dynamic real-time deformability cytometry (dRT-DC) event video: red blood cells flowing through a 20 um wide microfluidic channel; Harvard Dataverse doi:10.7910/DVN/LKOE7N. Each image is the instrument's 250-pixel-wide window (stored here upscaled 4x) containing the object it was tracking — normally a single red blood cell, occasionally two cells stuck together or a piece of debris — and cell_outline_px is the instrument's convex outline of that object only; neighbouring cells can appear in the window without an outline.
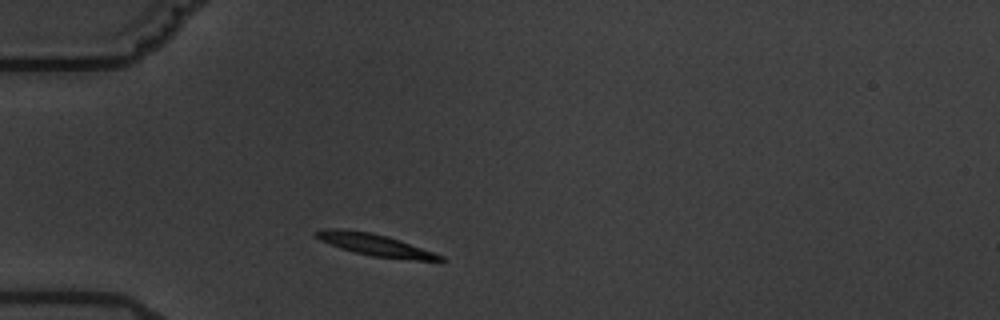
{"species": "common noctule bat (a hibernating species)", "species_latin": "Nyctalus noctula", "temperature_condition": "warm", "stored_images_in_passage": 1, "camera_frame_rate_fps": 3000, "um_per_image_px": 0.085, "animal": {"sex": "male", "body_mass_g": 19.5, "forearm_length_mm": 54.6}, "frame": {"image": 1, "passage_image": 1, "time_ms": 0.0, "image_size_px": [1000, 320], "cell_outline_px": [[444, 260], [416, 260], [372, 256], [352, 252], [340, 248], [320, 240], [312, 232], [332, 228], [336, 228], [372, 232], [388, 236], [400, 240], [444, 256]], "centroid_in_image_um": [31.85, 20.8], "position_along_channel_um": 53.1, "area_um2": 15.72}}